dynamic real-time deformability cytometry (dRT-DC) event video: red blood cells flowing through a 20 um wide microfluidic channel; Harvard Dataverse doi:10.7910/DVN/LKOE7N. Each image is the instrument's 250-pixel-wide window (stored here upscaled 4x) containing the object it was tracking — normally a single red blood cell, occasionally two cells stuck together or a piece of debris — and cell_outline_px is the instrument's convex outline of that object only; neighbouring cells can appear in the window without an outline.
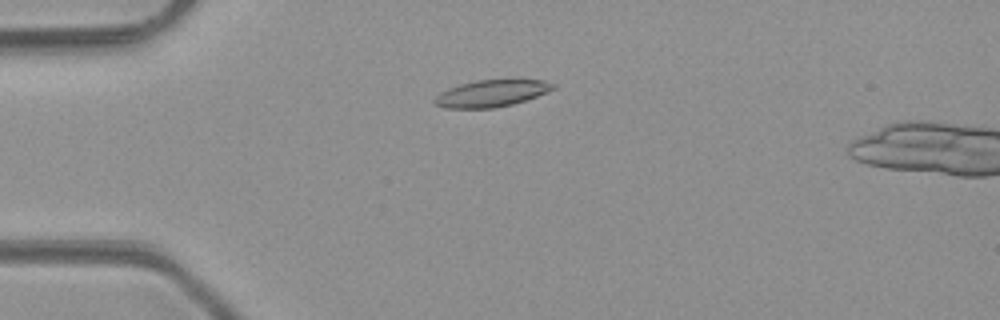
{"species": "common noctule bat (a hibernating species)", "species_latin": "Nyctalus noctula", "temperature_condition": "room temperature", "stored_images_in_passage": 2, "camera_frame_rate_fps": 3000, "um_per_image_px": 0.085, "animal": {"sex": "male", "body_mass_g": 23.1, "forearm_length_mm": 52.7}, "frame": {"image": 1, "passage_image": 1, "time_ms": 0.0, "image_size_px": [1000, 320], "cell_outline_px": [[556, 88], [536, 96], [512, 104], [492, 108], [444, 108], [436, 104], [432, 100], [440, 92], [448, 88], [460, 84], [476, 80], [544, 80], [556, 84]], "centroid_in_image_um": [41.75, 7.93], "position_along_channel_um": 43.3, "area_um2": 18.38}}